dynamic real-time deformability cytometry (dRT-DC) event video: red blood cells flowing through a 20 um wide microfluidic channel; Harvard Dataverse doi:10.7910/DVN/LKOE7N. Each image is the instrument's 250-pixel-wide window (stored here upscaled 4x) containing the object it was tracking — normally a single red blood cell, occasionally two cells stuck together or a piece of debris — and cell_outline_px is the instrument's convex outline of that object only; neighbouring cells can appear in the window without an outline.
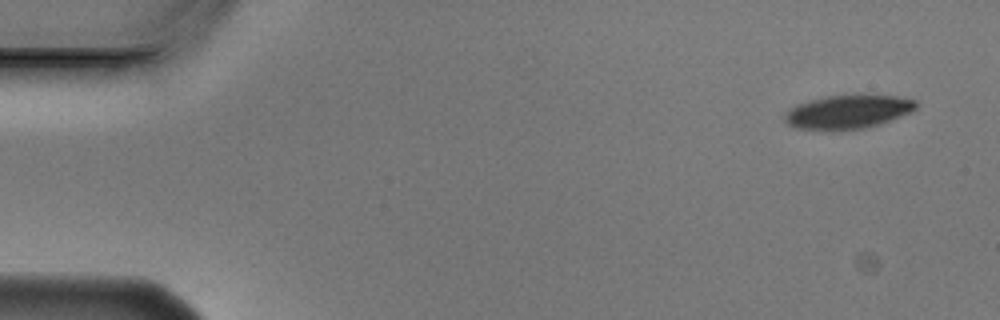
{"species": "Egyptian fruit bat (a non-hibernating species)", "species_latin": "Rousettus aegyptiacus", "temperature_condition": "cold", "stored_images_in_passage": 4, "camera_frame_rate_fps": 3000, "um_per_image_px": 0.085, "animal": {"sex": "male"}, "frame": {"image": 1, "passage_image": 1, "time_ms": 0.0, "image_size_px": [1000, 320], "cell_outline_px": [[916, 108], [912, 112], [880, 124], [864, 128], [796, 128], [788, 124], [784, 120], [784, 116], [792, 108], [800, 104], [812, 100], [828, 96], [896, 96], [916, 100]], "centroid_in_image_um": [72.14, 9.5], "position_along_channel_um": 12.9, "area_um2": 24.62}}